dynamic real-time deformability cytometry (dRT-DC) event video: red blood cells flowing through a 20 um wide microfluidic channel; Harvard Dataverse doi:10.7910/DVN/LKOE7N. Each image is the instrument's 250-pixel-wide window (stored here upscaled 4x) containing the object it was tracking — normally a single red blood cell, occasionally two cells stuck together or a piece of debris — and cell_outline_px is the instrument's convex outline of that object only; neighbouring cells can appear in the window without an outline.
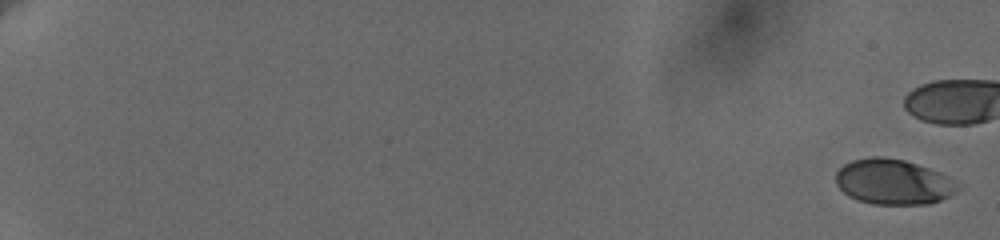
{"species": "human", "species_latin": "Homo sapiens", "temperature_condition": "cold", "stored_images_in_passage": 39, "camera_frame_rate_fps": 3000, "um_per_image_px": 0.085, "donor": {"sex": "female"}, "frame": {"image": 1, "passage_image": 1, "time_ms": 0.0, "image_size_px": [1000, 240], "cell_outline_px": [[964, 188], [940, 200], [928, 204], [872, 204], [856, 200], [848, 196], [836, 184], [836, 172], [844, 164], [852, 160], [872, 156], [884, 156], [904, 160], [940, 172], [948, 176]], "centroid_in_image_um": [75.94, 15.46], "position_along_channel_um": 9.1, "area_um2": 32.43}}
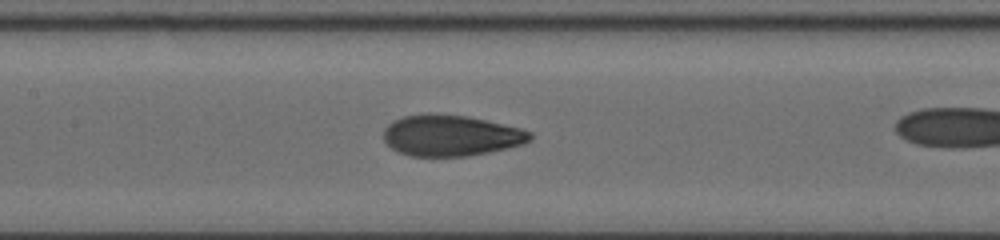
{"frame": {"image": 2, "passage_image": 23, "time_ms": 10.667, "image_size_px": [1000, 240], "cell_outline_px": [[532, 140], [524, 144], [508, 148], [468, 156], [408, 156], [392, 148], [384, 140], [384, 128], [392, 120], [404, 116], [428, 112], [468, 116], [520, 128], [532, 132]], "centroid_in_image_um": [38.32, 11.51], "position_along_channel_um": 169.1, "area_um2": 35.32}}
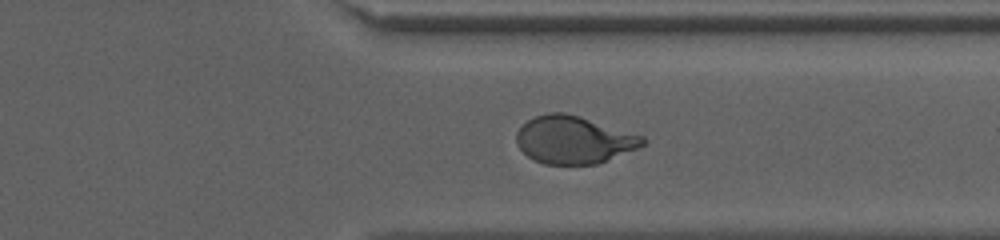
{"frame": {"image": 3, "passage_image": 37, "time_ms": 16.0, "image_size_px": [1000, 240], "cell_outline_px": [[648, 140], [644, 144], [636, 148], [596, 164], [544, 164], [528, 156], [520, 148], [516, 140], [516, 132], [528, 120], [536, 116], [548, 112], [564, 112], [580, 116], [644, 136]], "centroid_in_image_um": [48.77, 11.87], "position_along_channel_um": 362.6, "area_um2": 34.68}}